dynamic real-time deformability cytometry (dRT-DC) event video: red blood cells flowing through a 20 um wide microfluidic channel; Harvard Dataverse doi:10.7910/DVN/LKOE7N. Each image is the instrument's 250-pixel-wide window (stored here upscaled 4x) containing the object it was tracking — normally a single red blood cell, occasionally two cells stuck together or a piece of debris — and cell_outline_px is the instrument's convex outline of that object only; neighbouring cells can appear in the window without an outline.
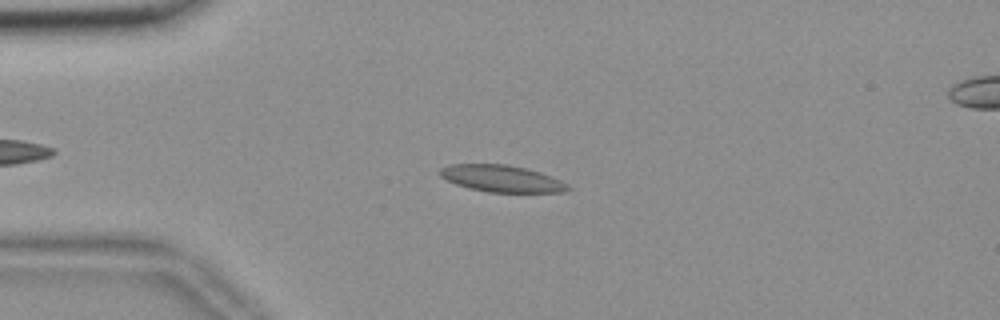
{"species": "common noctule bat (a hibernating species)", "species_latin": "Nyctalus noctula", "temperature_condition": "room temperature", "stored_images_in_passage": 47, "camera_frame_rate_fps": 3000, "um_per_image_px": 0.085, "animal": {"sex": "female", "body_mass_g": 18.4}, "frame": {"image": 1, "passage_image": 13, "time_ms": 4.0, "image_size_px": [1000, 320], "cell_outline_px": [[572, 188], [564, 192], [488, 192], [468, 188], [456, 184], [440, 176], [440, 168], [452, 164], [508, 164], [528, 168], [540, 172], [560, 180]], "centroid_in_image_um": [42.65, 15.17], "position_along_channel_um": 42.4, "area_um2": 19.94}}
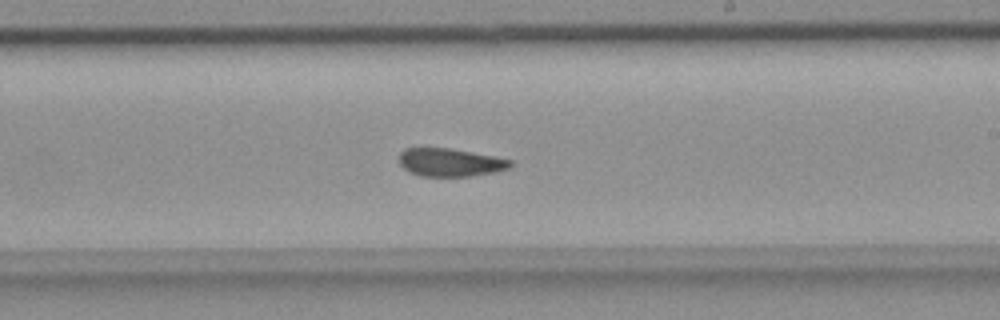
{"frame": {"image": 2, "passage_image": 32, "time_ms": 10.333, "image_size_px": [1000, 320], "cell_outline_px": [[512, 164], [508, 168], [496, 172], [468, 176], [420, 176], [404, 168], [400, 164], [400, 152], [404, 148], [448, 148], [492, 156], [512, 160]], "centroid_in_image_um": [38.25, 13.8], "position_along_channel_um": 250.7, "area_um2": 17.92}}
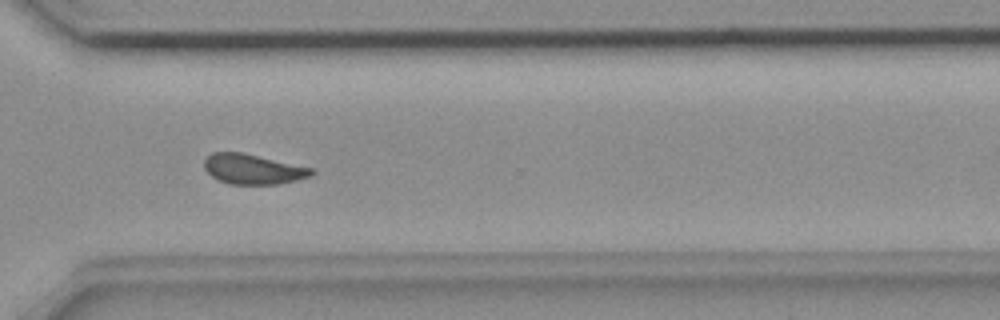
{"frame": {"image": 3, "passage_image": 40, "time_ms": 13.0, "image_size_px": [1000, 320], "cell_outline_px": [[316, 172], [312, 176], [280, 184], [232, 184], [220, 180], [212, 176], [204, 168], [204, 160], [212, 152], [244, 152], [312, 168]], "centroid_in_image_um": [21.53, 14.37], "position_along_channel_um": 349.1, "area_um2": 18.79}, "authors_computed_cell_mechanics": {"area_um2": 19.363, "velocity_mm_per_s": 3.6742, "shape_relaxation_time_tau1_ms": null, "shape_relaxation_time_tau2_ms": 2.3205, "deformation_change_tau1": null, "deformation_change_tau2": 0.0656}}